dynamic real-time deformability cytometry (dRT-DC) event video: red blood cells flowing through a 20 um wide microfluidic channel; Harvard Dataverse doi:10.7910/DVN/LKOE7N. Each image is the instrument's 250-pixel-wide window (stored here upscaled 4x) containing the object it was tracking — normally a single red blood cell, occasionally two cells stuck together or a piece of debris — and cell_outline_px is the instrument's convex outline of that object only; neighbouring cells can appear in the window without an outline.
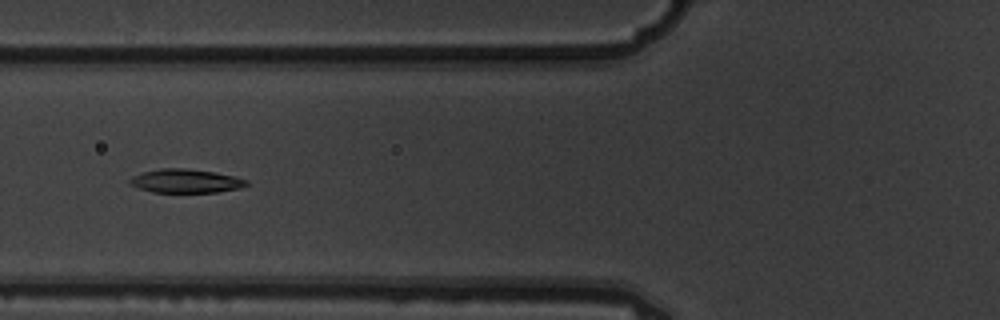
{"species": "common noctule bat (a hibernating species)", "species_latin": "Nyctalus noctula", "temperature_condition": "warm", "stored_images_in_passage": 7, "camera_frame_rate_fps": 3000, "um_per_image_px": 0.085, "animal": {"sex": "male", "body_mass_g": 19.5, "forearm_length_mm": 54.6}, "frame": {"image": 1, "passage_image": 5, "time_ms": 1.333, "image_size_px": [1000, 320], "cell_outline_px": [[248, 184], [240, 188], [216, 192], [152, 192], [140, 188], [132, 184], [128, 180], [132, 176], [144, 172], [160, 168], [184, 168], [212, 172], [236, 176], [248, 180]], "centroid_in_image_um": [15.81, 15.38], "position_along_channel_um": 110.0, "area_um2": 15.95}}
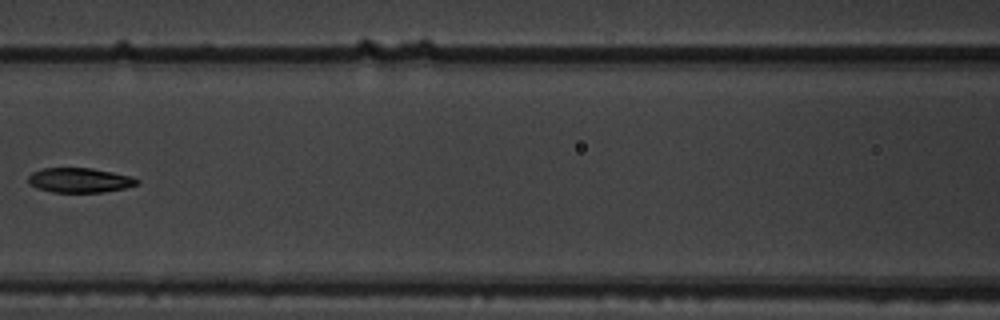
{"frame": {"image": 2, "passage_image": 6, "time_ms": 1.667, "image_size_px": [1000, 320], "cell_outline_px": [[140, 184], [124, 188], [104, 192], [52, 192], [36, 188], [28, 184], [28, 176], [32, 172], [44, 168], [92, 168], [112, 172], [128, 176], [140, 180]], "centroid_in_image_um": [6.74, 15.32], "position_along_channel_um": 159.9, "area_um2": 15.66}}
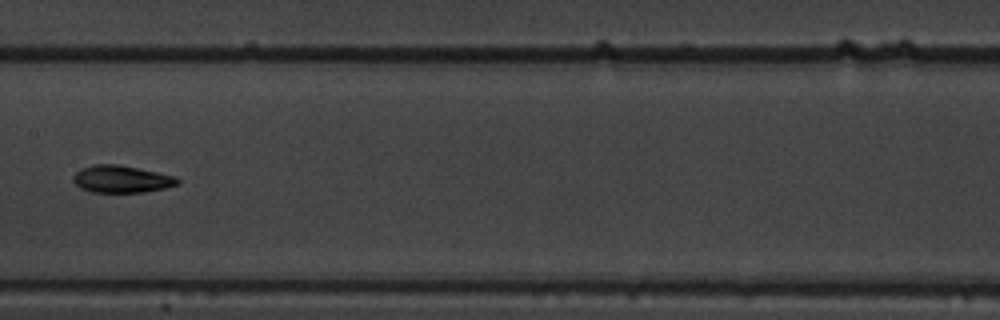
{"frame": {"image": 3, "passage_image": 7, "time_ms": 2.0, "image_size_px": [1000, 320], "cell_outline_px": [[180, 184], [164, 188], [144, 192], [92, 192], [80, 188], [72, 180], [72, 176], [80, 168], [92, 164], [120, 164], [176, 176], [180, 180]], "centroid_in_image_um": [10.32, 15.21], "position_along_channel_um": 197.1, "area_um2": 16.76}}